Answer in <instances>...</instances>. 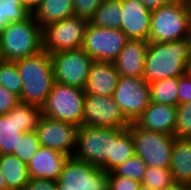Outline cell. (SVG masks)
<instances>
[{"label": "cell", "mask_w": 191, "mask_h": 190, "mask_svg": "<svg viewBox=\"0 0 191 190\" xmlns=\"http://www.w3.org/2000/svg\"><path fill=\"white\" fill-rule=\"evenodd\" d=\"M191 53L188 38L172 42H149L145 56L143 78L150 84L187 74V61Z\"/></svg>", "instance_id": "cell-1"}, {"label": "cell", "mask_w": 191, "mask_h": 190, "mask_svg": "<svg viewBox=\"0 0 191 190\" xmlns=\"http://www.w3.org/2000/svg\"><path fill=\"white\" fill-rule=\"evenodd\" d=\"M15 63L22 82L20 102L42 107L55 83L51 54L42 50Z\"/></svg>", "instance_id": "cell-2"}, {"label": "cell", "mask_w": 191, "mask_h": 190, "mask_svg": "<svg viewBox=\"0 0 191 190\" xmlns=\"http://www.w3.org/2000/svg\"><path fill=\"white\" fill-rule=\"evenodd\" d=\"M4 56L17 61L43 50L42 27L31 14L21 22H11L0 32Z\"/></svg>", "instance_id": "cell-3"}, {"label": "cell", "mask_w": 191, "mask_h": 190, "mask_svg": "<svg viewBox=\"0 0 191 190\" xmlns=\"http://www.w3.org/2000/svg\"><path fill=\"white\" fill-rule=\"evenodd\" d=\"M84 89L56 82L42 108L46 118L82 126L84 116Z\"/></svg>", "instance_id": "cell-4"}, {"label": "cell", "mask_w": 191, "mask_h": 190, "mask_svg": "<svg viewBox=\"0 0 191 190\" xmlns=\"http://www.w3.org/2000/svg\"><path fill=\"white\" fill-rule=\"evenodd\" d=\"M123 128L79 126L73 157L101 167L109 157L114 138Z\"/></svg>", "instance_id": "cell-5"}, {"label": "cell", "mask_w": 191, "mask_h": 190, "mask_svg": "<svg viewBox=\"0 0 191 190\" xmlns=\"http://www.w3.org/2000/svg\"><path fill=\"white\" fill-rule=\"evenodd\" d=\"M128 130L134 142V153L147 167L170 168L174 135L147 131L134 122L130 123Z\"/></svg>", "instance_id": "cell-6"}, {"label": "cell", "mask_w": 191, "mask_h": 190, "mask_svg": "<svg viewBox=\"0 0 191 190\" xmlns=\"http://www.w3.org/2000/svg\"><path fill=\"white\" fill-rule=\"evenodd\" d=\"M191 6L171 2L151 14L149 42H172L187 38Z\"/></svg>", "instance_id": "cell-7"}, {"label": "cell", "mask_w": 191, "mask_h": 190, "mask_svg": "<svg viewBox=\"0 0 191 190\" xmlns=\"http://www.w3.org/2000/svg\"><path fill=\"white\" fill-rule=\"evenodd\" d=\"M57 190H109L107 173L86 161L68 157L57 180Z\"/></svg>", "instance_id": "cell-8"}, {"label": "cell", "mask_w": 191, "mask_h": 190, "mask_svg": "<svg viewBox=\"0 0 191 190\" xmlns=\"http://www.w3.org/2000/svg\"><path fill=\"white\" fill-rule=\"evenodd\" d=\"M88 23L86 18L72 16L46 25L42 29L43 50L54 54L82 48Z\"/></svg>", "instance_id": "cell-9"}, {"label": "cell", "mask_w": 191, "mask_h": 190, "mask_svg": "<svg viewBox=\"0 0 191 190\" xmlns=\"http://www.w3.org/2000/svg\"><path fill=\"white\" fill-rule=\"evenodd\" d=\"M56 82L84 89L94 60L82 49L51 54Z\"/></svg>", "instance_id": "cell-10"}, {"label": "cell", "mask_w": 191, "mask_h": 190, "mask_svg": "<svg viewBox=\"0 0 191 190\" xmlns=\"http://www.w3.org/2000/svg\"><path fill=\"white\" fill-rule=\"evenodd\" d=\"M127 40L121 29L103 28L88 23L82 49L94 61L114 62Z\"/></svg>", "instance_id": "cell-11"}, {"label": "cell", "mask_w": 191, "mask_h": 190, "mask_svg": "<svg viewBox=\"0 0 191 190\" xmlns=\"http://www.w3.org/2000/svg\"><path fill=\"white\" fill-rule=\"evenodd\" d=\"M150 94V85L144 78L120 76L113 98L124 116L133 123L149 106Z\"/></svg>", "instance_id": "cell-12"}, {"label": "cell", "mask_w": 191, "mask_h": 190, "mask_svg": "<svg viewBox=\"0 0 191 190\" xmlns=\"http://www.w3.org/2000/svg\"><path fill=\"white\" fill-rule=\"evenodd\" d=\"M130 123L113 97L85 94L83 126L125 129Z\"/></svg>", "instance_id": "cell-13"}, {"label": "cell", "mask_w": 191, "mask_h": 190, "mask_svg": "<svg viewBox=\"0 0 191 190\" xmlns=\"http://www.w3.org/2000/svg\"><path fill=\"white\" fill-rule=\"evenodd\" d=\"M78 126L69 122L53 120L42 116L36 128L38 141L42 147L60 151L69 157L76 149Z\"/></svg>", "instance_id": "cell-14"}, {"label": "cell", "mask_w": 191, "mask_h": 190, "mask_svg": "<svg viewBox=\"0 0 191 190\" xmlns=\"http://www.w3.org/2000/svg\"><path fill=\"white\" fill-rule=\"evenodd\" d=\"M121 7L123 13L120 29L127 38L149 41L152 12L137 0H121Z\"/></svg>", "instance_id": "cell-15"}, {"label": "cell", "mask_w": 191, "mask_h": 190, "mask_svg": "<svg viewBox=\"0 0 191 190\" xmlns=\"http://www.w3.org/2000/svg\"><path fill=\"white\" fill-rule=\"evenodd\" d=\"M148 46L149 41L142 39L127 40L117 59L113 62L120 76L143 78Z\"/></svg>", "instance_id": "cell-16"}, {"label": "cell", "mask_w": 191, "mask_h": 190, "mask_svg": "<svg viewBox=\"0 0 191 190\" xmlns=\"http://www.w3.org/2000/svg\"><path fill=\"white\" fill-rule=\"evenodd\" d=\"M177 106L150 102L134 122L139 128L174 135Z\"/></svg>", "instance_id": "cell-17"}, {"label": "cell", "mask_w": 191, "mask_h": 190, "mask_svg": "<svg viewBox=\"0 0 191 190\" xmlns=\"http://www.w3.org/2000/svg\"><path fill=\"white\" fill-rule=\"evenodd\" d=\"M119 77L120 74L113 62L94 61L84 92L85 94L113 97Z\"/></svg>", "instance_id": "cell-18"}, {"label": "cell", "mask_w": 191, "mask_h": 190, "mask_svg": "<svg viewBox=\"0 0 191 190\" xmlns=\"http://www.w3.org/2000/svg\"><path fill=\"white\" fill-rule=\"evenodd\" d=\"M68 155L48 147H40L27 163L30 178L57 181Z\"/></svg>", "instance_id": "cell-19"}, {"label": "cell", "mask_w": 191, "mask_h": 190, "mask_svg": "<svg viewBox=\"0 0 191 190\" xmlns=\"http://www.w3.org/2000/svg\"><path fill=\"white\" fill-rule=\"evenodd\" d=\"M31 10L42 29L46 25L74 16L73 0H37Z\"/></svg>", "instance_id": "cell-20"}, {"label": "cell", "mask_w": 191, "mask_h": 190, "mask_svg": "<svg viewBox=\"0 0 191 190\" xmlns=\"http://www.w3.org/2000/svg\"><path fill=\"white\" fill-rule=\"evenodd\" d=\"M170 171L175 182L191 185V140L175 138Z\"/></svg>", "instance_id": "cell-21"}, {"label": "cell", "mask_w": 191, "mask_h": 190, "mask_svg": "<svg viewBox=\"0 0 191 190\" xmlns=\"http://www.w3.org/2000/svg\"><path fill=\"white\" fill-rule=\"evenodd\" d=\"M0 171L7 183V190H24L30 179L27 164L14 154L0 155Z\"/></svg>", "instance_id": "cell-22"}, {"label": "cell", "mask_w": 191, "mask_h": 190, "mask_svg": "<svg viewBox=\"0 0 191 190\" xmlns=\"http://www.w3.org/2000/svg\"><path fill=\"white\" fill-rule=\"evenodd\" d=\"M134 153V142L128 128L123 129L113 140L111 157L100 167L106 173L131 158Z\"/></svg>", "instance_id": "cell-23"}, {"label": "cell", "mask_w": 191, "mask_h": 190, "mask_svg": "<svg viewBox=\"0 0 191 190\" xmlns=\"http://www.w3.org/2000/svg\"><path fill=\"white\" fill-rule=\"evenodd\" d=\"M23 133L16 123L14 108L9 113L0 115V155L13 154Z\"/></svg>", "instance_id": "cell-24"}, {"label": "cell", "mask_w": 191, "mask_h": 190, "mask_svg": "<svg viewBox=\"0 0 191 190\" xmlns=\"http://www.w3.org/2000/svg\"><path fill=\"white\" fill-rule=\"evenodd\" d=\"M121 13V0H103L89 23L103 28L120 29Z\"/></svg>", "instance_id": "cell-25"}, {"label": "cell", "mask_w": 191, "mask_h": 190, "mask_svg": "<svg viewBox=\"0 0 191 190\" xmlns=\"http://www.w3.org/2000/svg\"><path fill=\"white\" fill-rule=\"evenodd\" d=\"M179 77H171L150 83L151 102L178 105Z\"/></svg>", "instance_id": "cell-26"}, {"label": "cell", "mask_w": 191, "mask_h": 190, "mask_svg": "<svg viewBox=\"0 0 191 190\" xmlns=\"http://www.w3.org/2000/svg\"><path fill=\"white\" fill-rule=\"evenodd\" d=\"M32 14L21 0H0V32L11 22H21Z\"/></svg>", "instance_id": "cell-27"}, {"label": "cell", "mask_w": 191, "mask_h": 190, "mask_svg": "<svg viewBox=\"0 0 191 190\" xmlns=\"http://www.w3.org/2000/svg\"><path fill=\"white\" fill-rule=\"evenodd\" d=\"M16 123L23 132L36 131L42 115V108L36 105L19 102L14 107Z\"/></svg>", "instance_id": "cell-28"}, {"label": "cell", "mask_w": 191, "mask_h": 190, "mask_svg": "<svg viewBox=\"0 0 191 190\" xmlns=\"http://www.w3.org/2000/svg\"><path fill=\"white\" fill-rule=\"evenodd\" d=\"M0 84L20 98L22 82L15 61L6 60L0 64Z\"/></svg>", "instance_id": "cell-29"}, {"label": "cell", "mask_w": 191, "mask_h": 190, "mask_svg": "<svg viewBox=\"0 0 191 190\" xmlns=\"http://www.w3.org/2000/svg\"><path fill=\"white\" fill-rule=\"evenodd\" d=\"M175 182L173 174L169 168L147 167L142 179L143 184L154 190H166Z\"/></svg>", "instance_id": "cell-30"}, {"label": "cell", "mask_w": 191, "mask_h": 190, "mask_svg": "<svg viewBox=\"0 0 191 190\" xmlns=\"http://www.w3.org/2000/svg\"><path fill=\"white\" fill-rule=\"evenodd\" d=\"M146 170V164L135 154L124 163L117 166L113 172L118 176H123L141 183Z\"/></svg>", "instance_id": "cell-31"}, {"label": "cell", "mask_w": 191, "mask_h": 190, "mask_svg": "<svg viewBox=\"0 0 191 190\" xmlns=\"http://www.w3.org/2000/svg\"><path fill=\"white\" fill-rule=\"evenodd\" d=\"M40 147L36 131L24 132L13 154L27 164Z\"/></svg>", "instance_id": "cell-32"}, {"label": "cell", "mask_w": 191, "mask_h": 190, "mask_svg": "<svg viewBox=\"0 0 191 190\" xmlns=\"http://www.w3.org/2000/svg\"><path fill=\"white\" fill-rule=\"evenodd\" d=\"M174 136L177 139L191 140V102L177 105Z\"/></svg>", "instance_id": "cell-33"}, {"label": "cell", "mask_w": 191, "mask_h": 190, "mask_svg": "<svg viewBox=\"0 0 191 190\" xmlns=\"http://www.w3.org/2000/svg\"><path fill=\"white\" fill-rule=\"evenodd\" d=\"M102 1L103 0H73L74 16L83 17L90 21Z\"/></svg>", "instance_id": "cell-34"}, {"label": "cell", "mask_w": 191, "mask_h": 190, "mask_svg": "<svg viewBox=\"0 0 191 190\" xmlns=\"http://www.w3.org/2000/svg\"><path fill=\"white\" fill-rule=\"evenodd\" d=\"M109 190H138L141 183L116 175L113 171L107 173Z\"/></svg>", "instance_id": "cell-35"}, {"label": "cell", "mask_w": 191, "mask_h": 190, "mask_svg": "<svg viewBox=\"0 0 191 190\" xmlns=\"http://www.w3.org/2000/svg\"><path fill=\"white\" fill-rule=\"evenodd\" d=\"M19 102L17 95L0 84V115L9 113Z\"/></svg>", "instance_id": "cell-36"}, {"label": "cell", "mask_w": 191, "mask_h": 190, "mask_svg": "<svg viewBox=\"0 0 191 190\" xmlns=\"http://www.w3.org/2000/svg\"><path fill=\"white\" fill-rule=\"evenodd\" d=\"M178 104L191 102V74L179 77Z\"/></svg>", "instance_id": "cell-37"}, {"label": "cell", "mask_w": 191, "mask_h": 190, "mask_svg": "<svg viewBox=\"0 0 191 190\" xmlns=\"http://www.w3.org/2000/svg\"><path fill=\"white\" fill-rule=\"evenodd\" d=\"M24 190H57V181L51 179L30 178Z\"/></svg>", "instance_id": "cell-38"}, {"label": "cell", "mask_w": 191, "mask_h": 190, "mask_svg": "<svg viewBox=\"0 0 191 190\" xmlns=\"http://www.w3.org/2000/svg\"><path fill=\"white\" fill-rule=\"evenodd\" d=\"M137 1L143 4L146 7V9L151 12L171 3V0H137Z\"/></svg>", "instance_id": "cell-39"}, {"label": "cell", "mask_w": 191, "mask_h": 190, "mask_svg": "<svg viewBox=\"0 0 191 190\" xmlns=\"http://www.w3.org/2000/svg\"><path fill=\"white\" fill-rule=\"evenodd\" d=\"M166 190H191V185L181 182H174Z\"/></svg>", "instance_id": "cell-40"}, {"label": "cell", "mask_w": 191, "mask_h": 190, "mask_svg": "<svg viewBox=\"0 0 191 190\" xmlns=\"http://www.w3.org/2000/svg\"><path fill=\"white\" fill-rule=\"evenodd\" d=\"M0 190H7V183L1 171H0Z\"/></svg>", "instance_id": "cell-41"}, {"label": "cell", "mask_w": 191, "mask_h": 190, "mask_svg": "<svg viewBox=\"0 0 191 190\" xmlns=\"http://www.w3.org/2000/svg\"><path fill=\"white\" fill-rule=\"evenodd\" d=\"M21 2L32 9L36 5L37 0H21Z\"/></svg>", "instance_id": "cell-42"}, {"label": "cell", "mask_w": 191, "mask_h": 190, "mask_svg": "<svg viewBox=\"0 0 191 190\" xmlns=\"http://www.w3.org/2000/svg\"><path fill=\"white\" fill-rule=\"evenodd\" d=\"M187 38L191 42V10H190V15H189V20H188V35Z\"/></svg>", "instance_id": "cell-43"}, {"label": "cell", "mask_w": 191, "mask_h": 190, "mask_svg": "<svg viewBox=\"0 0 191 190\" xmlns=\"http://www.w3.org/2000/svg\"><path fill=\"white\" fill-rule=\"evenodd\" d=\"M4 61H6V58L4 56V52H3V48H2V44H1V40H0V64Z\"/></svg>", "instance_id": "cell-44"}, {"label": "cell", "mask_w": 191, "mask_h": 190, "mask_svg": "<svg viewBox=\"0 0 191 190\" xmlns=\"http://www.w3.org/2000/svg\"><path fill=\"white\" fill-rule=\"evenodd\" d=\"M171 2L183 3V4L191 6V0H171Z\"/></svg>", "instance_id": "cell-45"}, {"label": "cell", "mask_w": 191, "mask_h": 190, "mask_svg": "<svg viewBox=\"0 0 191 190\" xmlns=\"http://www.w3.org/2000/svg\"><path fill=\"white\" fill-rule=\"evenodd\" d=\"M187 73L191 74V53H190L189 59L187 61Z\"/></svg>", "instance_id": "cell-46"}, {"label": "cell", "mask_w": 191, "mask_h": 190, "mask_svg": "<svg viewBox=\"0 0 191 190\" xmlns=\"http://www.w3.org/2000/svg\"><path fill=\"white\" fill-rule=\"evenodd\" d=\"M138 190H154V189H152V188H150L149 186H147V185L141 183L140 186H139V188H138Z\"/></svg>", "instance_id": "cell-47"}]
</instances>
